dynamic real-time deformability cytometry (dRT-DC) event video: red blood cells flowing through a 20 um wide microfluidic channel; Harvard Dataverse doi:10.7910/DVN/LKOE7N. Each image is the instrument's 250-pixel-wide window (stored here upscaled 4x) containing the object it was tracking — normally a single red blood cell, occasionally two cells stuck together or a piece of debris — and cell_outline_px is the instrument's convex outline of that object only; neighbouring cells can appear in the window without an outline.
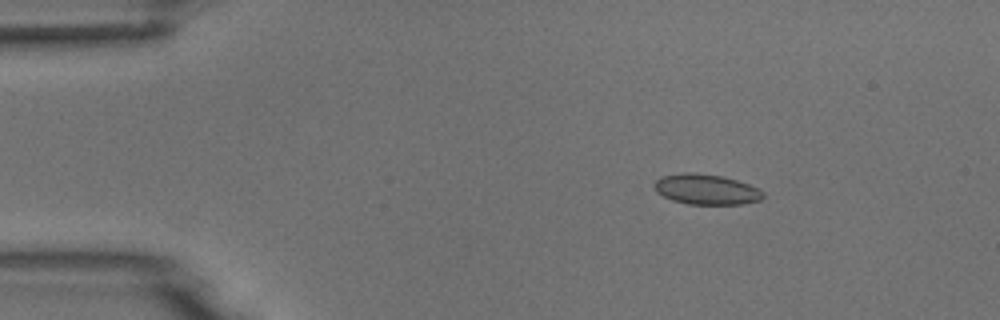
{"species": "common noctule bat (a hibernating species)", "species_latin": "Nyctalus noctula", "temperature_condition": "room temperature", "stored_images_in_passage": 6, "segment_of_instrument_passage": [1, 2], "camera_frame_rate_fps": 3000, "um_per_image_px": 0.085, "animal": {"sex": "male", "body_mass_g": 18.8}, "frame": {"image": 1, "passage_image": 3, "time_ms": 2.333, "image_size_px": [1000, 320], "cell_outline_px": [[764, 196], [760, 200], [744, 204], [688, 204], [672, 200], [656, 192], [652, 184], [660, 176], [684, 172], [696, 172], [724, 176], [748, 184], [764, 192]], "centroid_in_image_um": [60.0, 16.08], "position_along_channel_um": 25.0, "area_um2": 19.42}}